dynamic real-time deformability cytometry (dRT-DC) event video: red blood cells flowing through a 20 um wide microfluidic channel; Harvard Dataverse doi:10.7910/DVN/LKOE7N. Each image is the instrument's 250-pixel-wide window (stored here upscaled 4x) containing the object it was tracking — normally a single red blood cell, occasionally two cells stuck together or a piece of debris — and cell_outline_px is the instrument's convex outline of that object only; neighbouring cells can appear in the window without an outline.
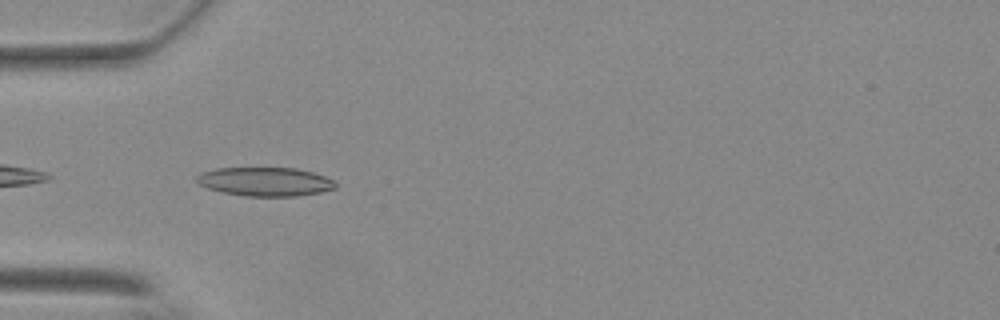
{"species": "Egyptian fruit bat (a non-hibernating species)", "species_latin": "Rousettus aegyptiacus", "temperature_condition": "warm", "stored_images_in_passage": 6, "camera_frame_rate_fps": 3000, "um_per_image_px": 0.085, "animal": {"sex": "female"}, "frame": {"image": 1, "passage_image": 2, "time_ms": 0.333, "image_size_px": [1000, 320], "cell_outline_px": [[336, 188], [320, 192], [296, 196], [244, 196], [224, 192], [208, 188], [200, 184], [196, 180], [196, 176], [204, 172], [216, 168], [296, 168], [312, 172], [324, 176], [332, 180], [336, 184]], "centroid_in_image_um": [22.54, 15.44], "position_along_channel_um": 62.5, "area_um2": 23.06}}